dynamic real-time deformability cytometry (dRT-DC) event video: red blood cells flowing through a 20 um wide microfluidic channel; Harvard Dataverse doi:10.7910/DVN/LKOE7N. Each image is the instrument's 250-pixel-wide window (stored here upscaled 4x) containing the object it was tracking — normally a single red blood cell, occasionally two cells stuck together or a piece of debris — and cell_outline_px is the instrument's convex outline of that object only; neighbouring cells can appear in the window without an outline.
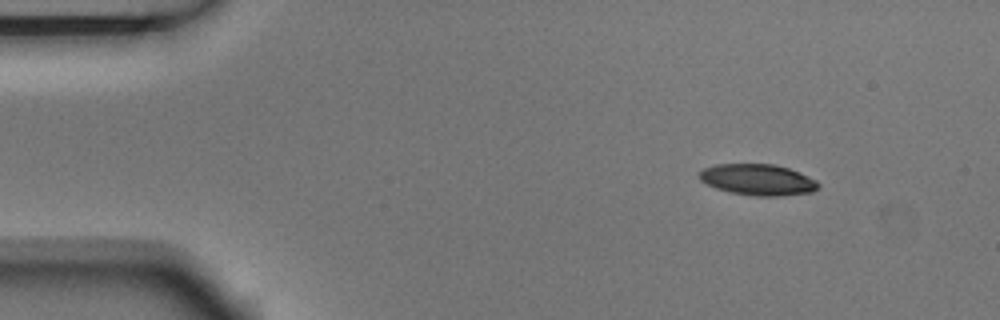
{"species": "Egyptian fruit bat (a non-hibernating species)", "species_latin": "Rousettus aegyptiacus", "temperature_condition": "room temperature", "stored_images_in_passage": 8, "camera_frame_rate_fps": 3000, "um_per_image_px": 0.085, "animal": {"sex": "male"}, "frame": {"image": 1, "passage_image": 1, "time_ms": 0.0, "image_size_px": [1000, 320], "cell_outline_px": [[820, 184], [812, 192], [776, 196], [756, 196], [732, 192], [716, 188], [700, 180], [700, 172], [704, 168], [716, 164], [772, 164], [788, 168], [800, 172], [816, 180]], "centroid_in_image_um": [64.43, 15.27], "position_along_channel_um": 20.6, "area_um2": 21.33}}
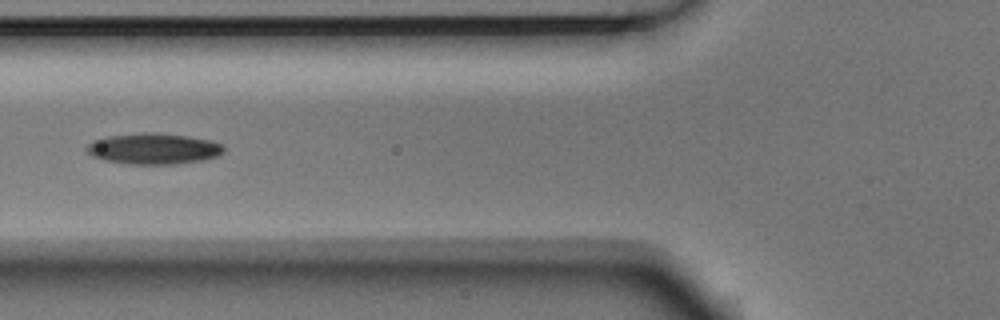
{"frame": {"image": 2, "passage_image": 5, "time_ms": 1.333, "image_size_px": [1000, 320], "cell_outline_px": [[224, 152], [220, 156], [200, 160], [176, 164], [128, 164], [104, 160], [92, 156], [84, 148], [92, 140], [108, 136], [140, 132], [148, 132], [188, 136], [212, 140], [224, 144]], "centroid_in_image_um": [13.06, 12.63], "position_along_channel_um": 112.7, "area_um2": 24.97}}
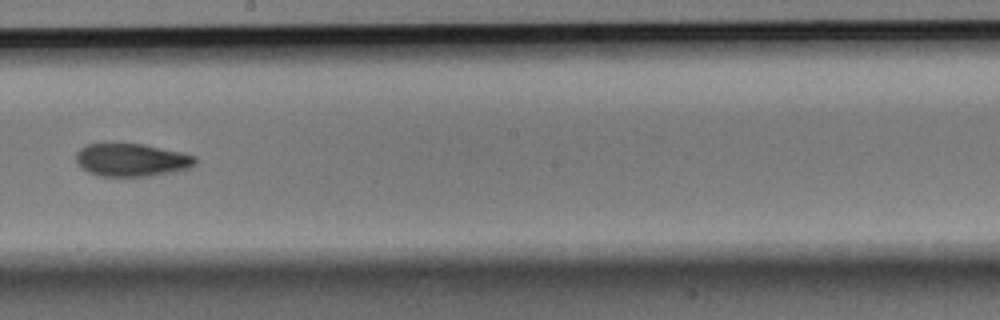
{"frame": {"image": 3, "passage_image": 8, "time_ms": 2.333, "image_size_px": [1000, 320], "cell_outline_px": [[196, 164], [188, 168], [172, 172], [148, 176], [100, 176], [88, 172], [76, 160], [76, 152], [80, 148], [88, 144], [112, 140], [144, 144], [180, 152], [196, 156]], "centroid_in_image_um": [11.15, 13.54], "position_along_channel_um": 237.0, "area_um2": 23.41}}